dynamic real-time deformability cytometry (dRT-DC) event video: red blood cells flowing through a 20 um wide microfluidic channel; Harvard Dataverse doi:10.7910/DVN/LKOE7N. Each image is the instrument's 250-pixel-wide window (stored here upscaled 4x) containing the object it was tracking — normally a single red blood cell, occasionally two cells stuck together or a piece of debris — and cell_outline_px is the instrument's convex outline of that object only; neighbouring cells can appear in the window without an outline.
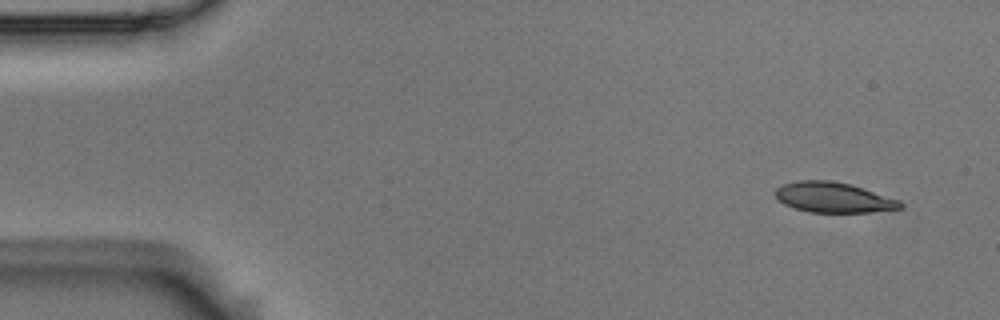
{"species": "Egyptian fruit bat (a non-hibernating species)", "species_latin": "Rousettus aegyptiacus", "temperature_condition": "room temperature", "stored_images_in_passage": 7, "camera_frame_rate_fps": 3000, "um_per_image_px": 0.085, "animal": {"sex": "male"}, "frame": {"image": 1, "passage_image": 1, "time_ms": 0.0, "image_size_px": [1000, 320], "cell_outline_px": [[904, 204], [900, 208], [868, 212], [808, 212], [784, 204], [776, 196], [776, 188], [784, 184], [800, 180], [828, 180], [852, 184], [900, 200]], "centroid_in_image_um": [70.86, 16.77], "position_along_channel_um": 14.1, "area_um2": 21.85}}
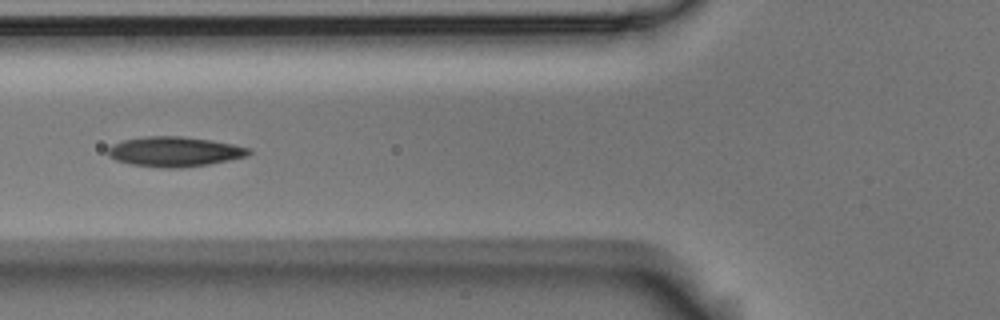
{"frame": {"image": 2, "passage_image": 6, "time_ms": 1.667, "image_size_px": [1000, 320], "cell_outline_px": [[252, 152], [248, 156], [208, 164], [180, 168], [160, 168], [132, 164], [116, 160], [108, 156], [108, 148], [112, 144], [124, 140], [144, 136], [180, 136], [212, 140], [252, 148]], "centroid_in_image_um": [14.85, 12.89], "position_along_channel_um": 111.0, "area_um2": 24.62}}
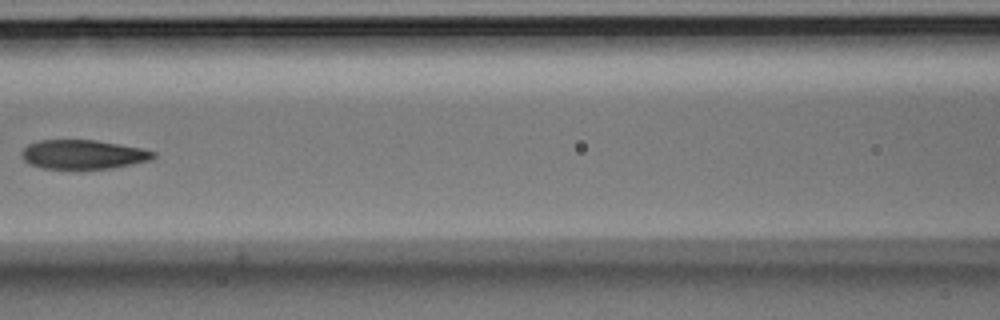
{"frame": {"image": 3, "passage_image": 7, "time_ms": 2.0, "image_size_px": [1000, 320], "cell_outline_px": [[156, 156], [152, 160], [112, 168], [40, 168], [28, 164], [20, 156], [20, 152], [28, 144], [40, 140], [96, 140], [120, 144], [140, 148], [156, 152]], "centroid_in_image_um": [7.05, 13.12], "position_along_channel_um": 159.6, "area_um2": 22.43}}